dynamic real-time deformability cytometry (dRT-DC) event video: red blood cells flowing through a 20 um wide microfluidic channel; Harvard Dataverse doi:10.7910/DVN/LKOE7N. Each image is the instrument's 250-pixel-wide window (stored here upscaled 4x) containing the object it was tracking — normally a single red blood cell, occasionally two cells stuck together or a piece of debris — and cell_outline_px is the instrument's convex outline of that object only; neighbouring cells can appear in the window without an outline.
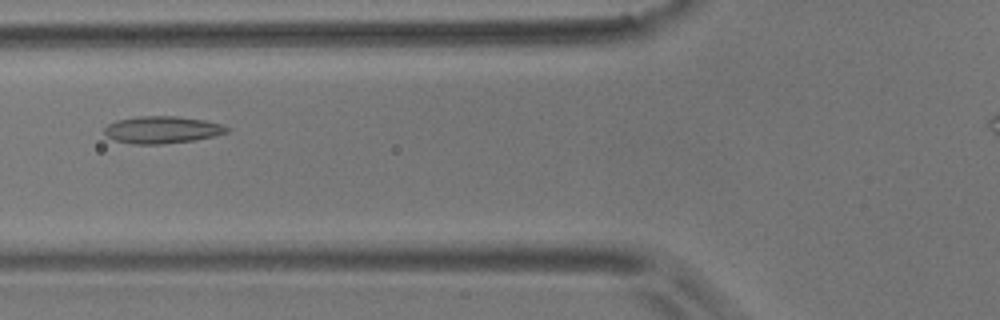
{"species": "common noctule bat (a hibernating species)", "species_latin": "Nyctalus noctula", "temperature_condition": "room temperature", "stored_images_in_passage": 5, "segment_of_instrument_passage": [1, 2], "camera_frame_rate_fps": 3000, "um_per_image_px": 0.085, "animal": {"sex": "male", "body_mass_g": 17.9}, "frame": {"image": 1, "passage_image": 3, "time_ms": 0.667, "image_size_px": [1000, 320], "cell_outline_px": [[232, 128], [228, 132], [196, 140], [160, 144], [132, 144], [116, 140], [108, 136], [104, 132], [104, 128], [108, 124], [116, 120], [140, 116], [176, 116], [204, 120], [224, 124]], "centroid_in_image_um": [13.82, 11.02], "position_along_channel_um": 112.0, "area_um2": 19.42}}
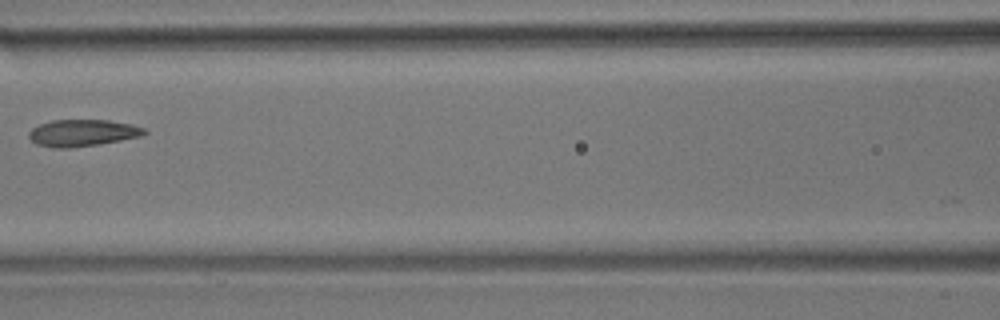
{"frame": {"image": 2, "passage_image": 4, "time_ms": 1.0, "image_size_px": [1000, 320], "cell_outline_px": [[148, 132], [140, 136], [120, 140], [96, 144], [68, 148], [52, 148], [36, 144], [28, 136], [28, 132], [32, 128], [40, 124], [52, 120], [108, 120], [132, 124], [144, 128]], "centroid_in_image_um": [6.98, 11.29], "position_along_channel_um": 159.6, "area_um2": 17.92}}